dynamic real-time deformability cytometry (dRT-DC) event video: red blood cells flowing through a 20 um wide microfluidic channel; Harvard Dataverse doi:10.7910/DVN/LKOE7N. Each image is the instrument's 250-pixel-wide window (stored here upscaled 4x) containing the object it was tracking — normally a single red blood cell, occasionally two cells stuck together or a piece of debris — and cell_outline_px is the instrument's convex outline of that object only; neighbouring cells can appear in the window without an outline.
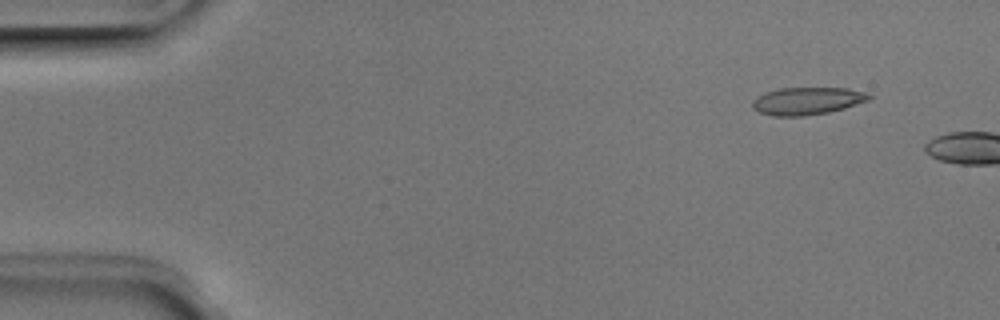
{"species": "Egyptian fruit bat (a non-hibernating species)", "species_latin": "Rousettus aegyptiacus", "temperature_condition": "room temperature", "stored_images_in_passage": 3, "camera_frame_rate_fps": 3000, "um_per_image_px": 0.085, "animal": {"sex": "male"}, "frame": {"image": 1, "passage_image": 2, "time_ms": 0.333, "image_size_px": [1000, 320], "cell_outline_px": [[872, 96], [868, 100], [844, 108], [828, 112], [804, 116], [772, 116], [760, 112], [752, 108], [752, 100], [756, 96], [764, 92], [780, 88], [848, 88], [864, 92]], "centroid_in_image_um": [68.55, 8.58], "position_along_channel_um": 16.4, "area_um2": 18.67}}